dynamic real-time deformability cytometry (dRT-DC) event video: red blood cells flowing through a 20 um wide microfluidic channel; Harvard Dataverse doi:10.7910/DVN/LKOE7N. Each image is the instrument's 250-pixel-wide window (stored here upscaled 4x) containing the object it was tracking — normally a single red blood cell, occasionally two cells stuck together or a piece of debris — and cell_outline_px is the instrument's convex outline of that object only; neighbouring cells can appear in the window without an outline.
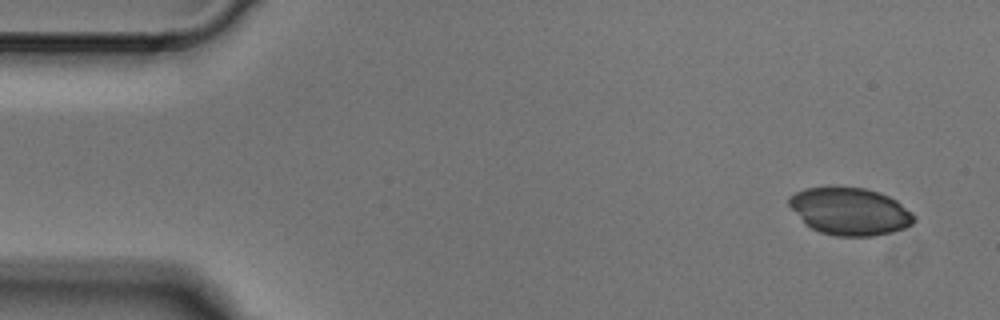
{"species": "Egyptian fruit bat (a non-hibernating species)", "species_latin": "Rousettus aegyptiacus", "temperature_condition": "cold", "stored_images_in_passage": 3, "camera_frame_rate_fps": 3000, "um_per_image_px": 0.085, "animal": {"sex": "male"}, "frame": {"image": 1, "passage_image": 1, "time_ms": 0.0, "image_size_px": [1000, 320], "cell_outline_px": [[916, 220], [912, 224], [904, 228], [892, 232], [872, 236], [836, 236], [820, 232], [804, 224], [788, 204], [788, 196], [804, 188], [864, 188], [880, 192], [896, 200], [912, 212], [916, 216]], "centroid_in_image_um": [72.24, 17.98], "position_along_channel_um": 12.8, "area_um2": 34.45}}